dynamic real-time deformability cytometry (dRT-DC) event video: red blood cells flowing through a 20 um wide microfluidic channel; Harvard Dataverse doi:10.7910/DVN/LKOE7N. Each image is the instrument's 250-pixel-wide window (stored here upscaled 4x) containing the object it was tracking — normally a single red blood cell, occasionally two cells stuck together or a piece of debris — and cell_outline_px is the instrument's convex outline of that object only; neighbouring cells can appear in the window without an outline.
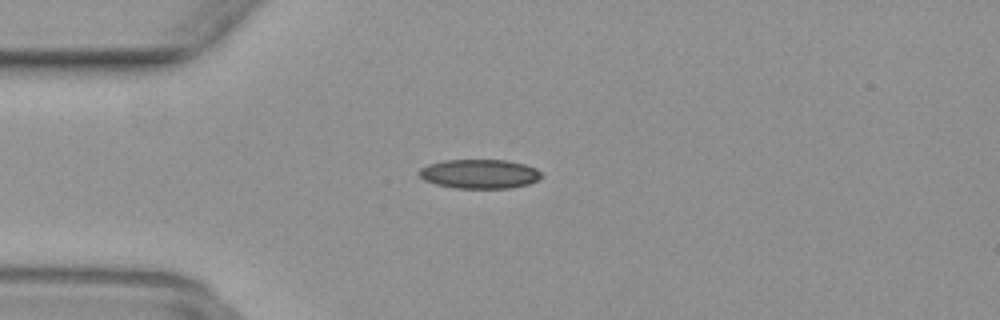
{"species": "common noctule bat (a hibernating species)", "species_latin": "Nyctalus noctula", "temperature_condition": "warm", "stored_images_in_passage": 39, "camera_frame_rate_fps": 3000, "um_per_image_px": 0.085, "animal": {"sex": "female", "body_mass_g": 29.2, "forearm_length_mm": 56.3}, "frame": {"image": 1, "passage_image": 2, "time_ms": 0.333, "image_size_px": [1000, 320], "cell_outline_px": [[544, 176], [528, 184], [508, 188], [452, 188], [436, 184], [424, 180], [420, 176], [420, 168], [428, 164], [444, 160], [504, 160], [524, 164], [536, 168]], "centroid_in_image_um": [40.75, 14.78], "position_along_channel_um": 44.2, "area_um2": 20.75}}
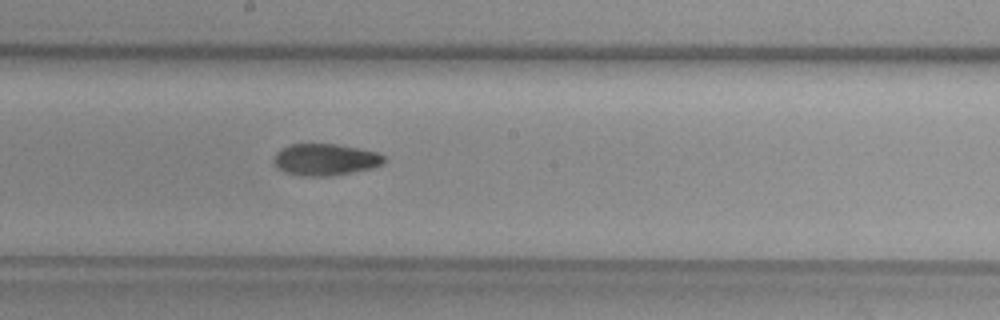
{"frame": {"image": 2, "passage_image": 16, "time_ms": 5.0, "image_size_px": [1000, 320], "cell_outline_px": [[384, 164], [372, 168], [332, 176], [300, 176], [284, 172], [276, 168], [272, 160], [276, 152], [280, 148], [292, 144], [336, 144], [376, 152], [384, 156]], "centroid_in_image_um": [27.59, 13.57], "position_along_channel_um": 220.6, "area_um2": 20.52}}
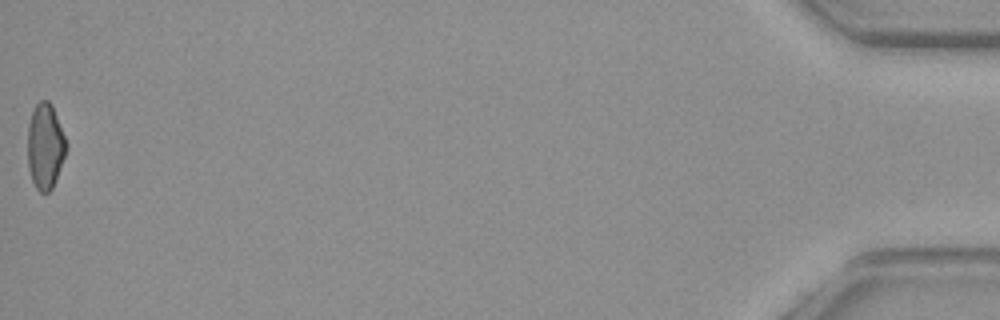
{"frame": {"image": 3, "passage_image": 39, "time_ms": 12.667, "image_size_px": [1000, 320], "cell_outline_px": [[68, 144], [56, 180], [52, 188], [48, 192], [40, 192], [36, 188], [32, 180], [28, 168], [28, 124], [32, 112], [36, 104], [40, 100], [48, 100], [52, 104]], "centroid_in_image_um": [3.84, 12.41], "position_along_channel_um": 431.4, "area_um2": 19.25}}